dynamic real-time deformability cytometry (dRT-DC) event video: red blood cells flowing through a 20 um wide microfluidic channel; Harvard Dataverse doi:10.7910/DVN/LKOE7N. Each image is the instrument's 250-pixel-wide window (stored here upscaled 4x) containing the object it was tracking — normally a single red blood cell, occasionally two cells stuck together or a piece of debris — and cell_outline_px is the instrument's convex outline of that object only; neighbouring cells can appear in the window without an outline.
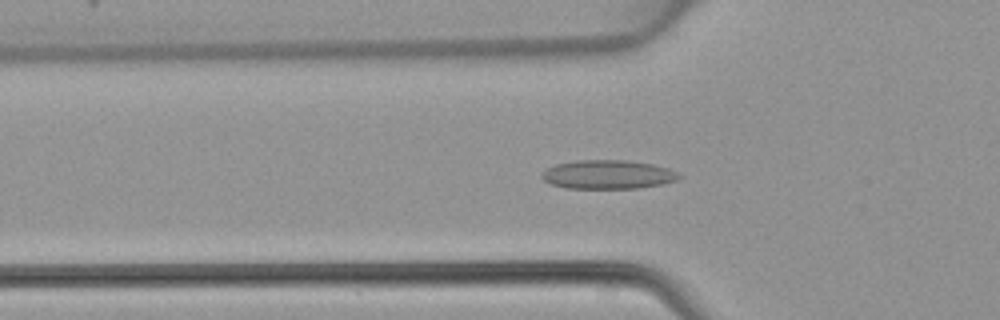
{"species": "common noctule bat (a hibernating species)", "species_latin": "Nyctalus noctula", "temperature_condition": "warm", "stored_images_in_passage": 47, "camera_frame_rate_fps": 3000, "um_per_image_px": 0.085, "animal": {"sex": "female", "body_mass_g": 22.7, "forearm_length_mm": 54.2}, "frame": {"image": 1, "passage_image": 15, "time_ms": 4.667, "image_size_px": [1000, 320], "cell_outline_px": [[680, 176], [676, 180], [660, 184], [636, 188], [564, 188], [552, 184], [544, 180], [540, 176], [548, 168], [556, 164], [576, 160], [624, 160], [652, 164], [668, 168], [676, 172]], "centroid_in_image_um": [51.64, 14.83], "position_along_channel_um": 74.2, "area_um2": 22.77}}
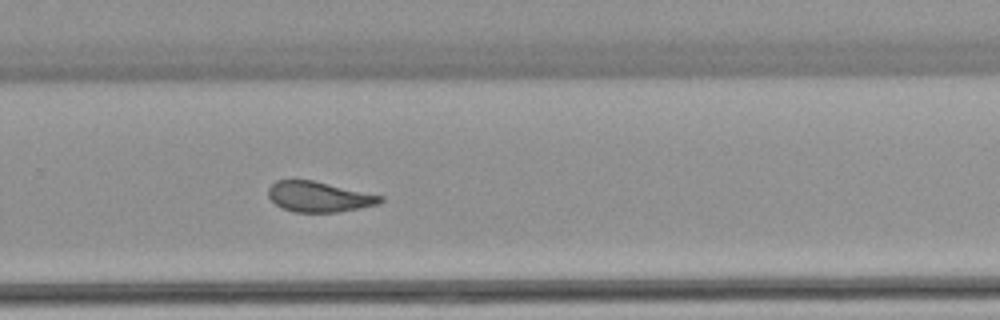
{"frame": {"image": 2, "passage_image": 31, "time_ms": 10.0, "image_size_px": [1000, 320], "cell_outline_px": [[384, 200], [380, 204], [360, 208], [336, 212], [292, 212], [276, 204], [268, 196], [268, 188], [276, 180], [312, 180], [384, 196]], "centroid_in_image_um": [27.13, 16.72], "position_along_channel_um": 302.7, "area_um2": 19.77}}
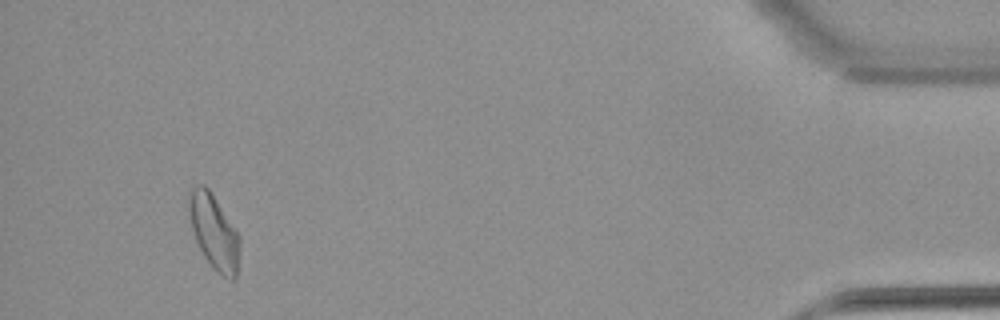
{"frame": {"image": 3, "passage_image": 44, "time_ms": 14.333, "image_size_px": [1000, 320], "cell_outline_px": [[240, 248], [236, 276], [232, 280], [228, 280], [204, 256], [196, 240], [192, 228], [188, 208], [188, 188], [196, 184], [204, 184], [208, 188], [240, 236]], "centroid_in_image_um": [18.17, 19.64], "position_along_channel_um": 417.0, "area_um2": 21.79}}